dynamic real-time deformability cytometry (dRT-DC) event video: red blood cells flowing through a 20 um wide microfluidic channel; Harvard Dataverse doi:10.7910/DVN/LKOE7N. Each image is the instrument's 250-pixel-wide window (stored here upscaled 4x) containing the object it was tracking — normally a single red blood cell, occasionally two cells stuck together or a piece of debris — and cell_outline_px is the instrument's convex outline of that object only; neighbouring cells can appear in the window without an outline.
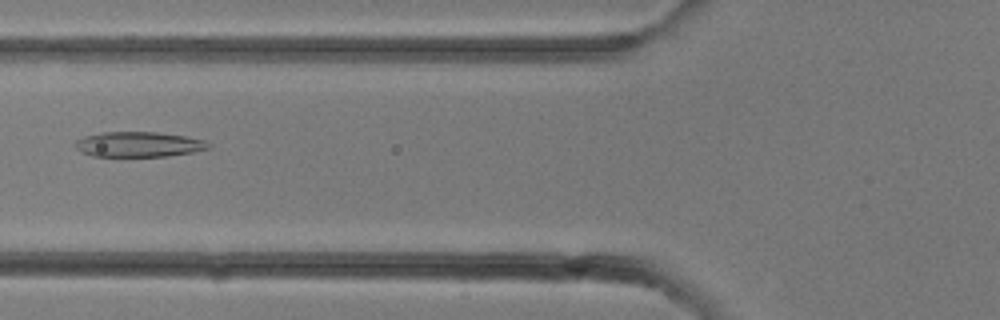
{"species": "common noctule bat (a hibernating species)", "species_latin": "Nyctalus noctula", "temperature_condition": "room temperature", "stored_images_in_passage": 6, "camera_frame_rate_fps": 3000, "um_per_image_px": 0.085, "animal": {"sex": "female"}, "frame": {"image": 1, "passage_image": 3, "time_ms": 0.667, "image_size_px": [1000, 320], "cell_outline_px": [[212, 144], [208, 148], [192, 152], [168, 156], [92, 156], [80, 152], [72, 144], [76, 140], [84, 136], [100, 132], [156, 132], [184, 136], [204, 140]], "centroid_in_image_um": [11.73, 12.27], "position_along_channel_um": 114.1, "area_um2": 19.59}}
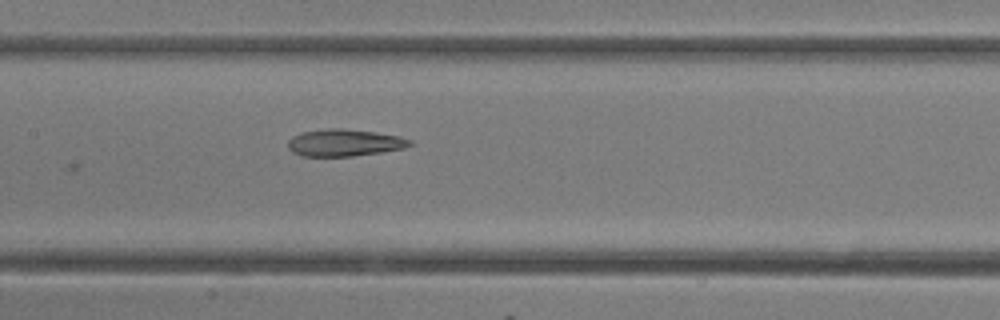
{"frame": {"image": 2, "passage_image": 6, "time_ms": 1.667, "image_size_px": [1000, 320], "cell_outline_px": [[412, 144], [404, 148], [380, 152], [352, 156], [300, 156], [292, 152], [288, 148], [288, 140], [292, 136], [300, 132], [328, 128], [344, 128], [376, 132], [400, 136], [412, 140]], "centroid_in_image_um": [29.25, 12.12], "position_along_channel_um": 178.2, "area_um2": 19.36}}